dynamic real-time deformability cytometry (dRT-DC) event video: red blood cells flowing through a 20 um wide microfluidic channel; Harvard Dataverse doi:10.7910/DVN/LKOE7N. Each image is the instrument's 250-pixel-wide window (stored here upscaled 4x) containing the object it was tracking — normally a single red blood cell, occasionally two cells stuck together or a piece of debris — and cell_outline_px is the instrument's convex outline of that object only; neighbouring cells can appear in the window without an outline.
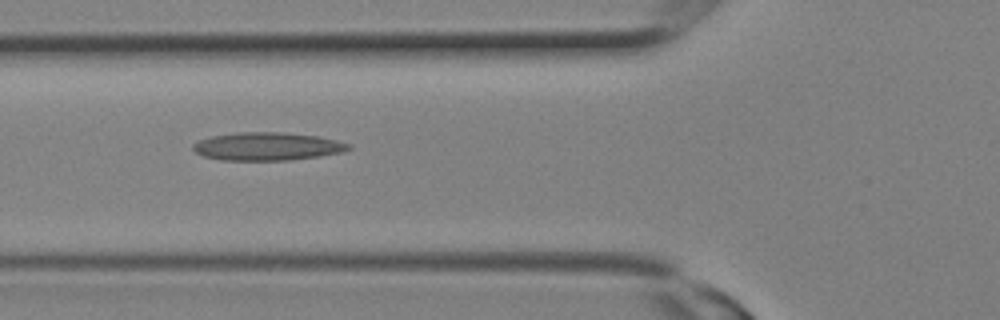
{"species": "Egyptian fruit bat (a non-hibernating species)", "species_latin": "Rousettus aegyptiacus", "temperature_condition": "room temperature", "stored_images_in_passage": 25, "camera_frame_rate_fps": 3000, "um_per_image_px": 0.085, "animal": {"sex": "female"}, "frame": {"image": 1, "passage_image": 9, "time_ms": 2.667, "image_size_px": [1000, 320], "cell_outline_px": [[352, 148], [344, 152], [320, 156], [292, 160], [220, 160], [204, 156], [196, 152], [192, 148], [192, 144], [200, 140], [212, 136], [236, 132], [284, 132], [320, 136], [352, 144]], "centroid_in_image_um": [22.77, 12.44], "position_along_channel_um": 103.0, "area_um2": 25.66}}
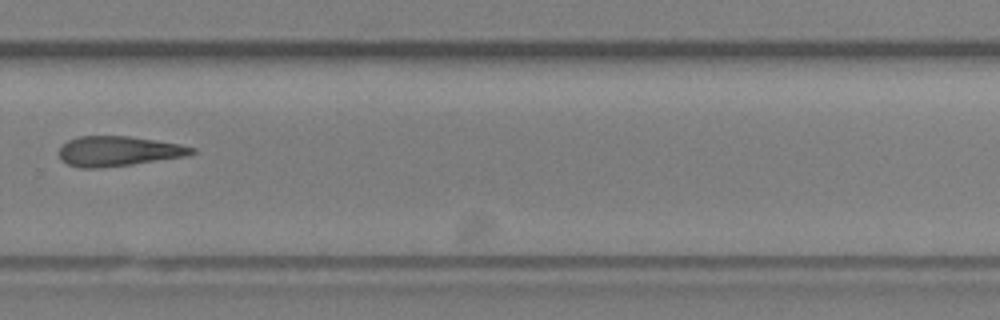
{"frame": {"image": 2, "passage_image": 17, "time_ms": 5.333, "image_size_px": [1000, 320], "cell_outline_px": [[196, 152], [188, 156], [132, 164], [96, 168], [80, 168], [68, 164], [60, 160], [60, 148], [68, 140], [80, 136], [128, 136], [156, 140], [180, 144], [196, 148]], "centroid_in_image_um": [10.09, 12.85], "position_along_channel_um": 319.7, "area_um2": 23.12}}
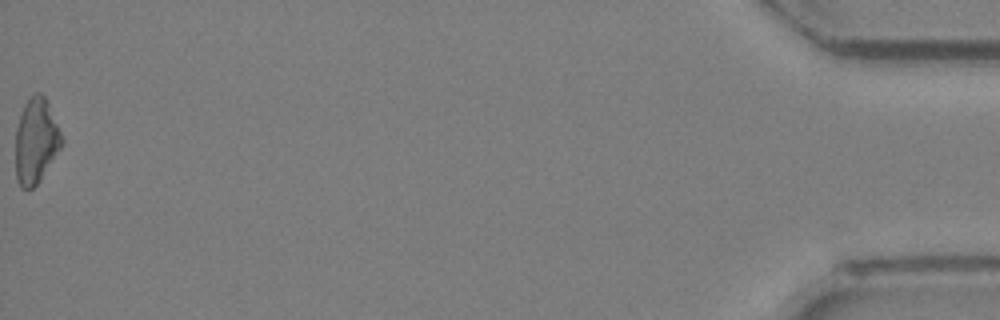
{"frame": {"image": 3, "passage_image": 25, "time_ms": 8.0, "image_size_px": [1000, 320], "cell_outline_px": [[64, 140], [60, 148], [40, 180], [32, 188], [20, 188], [16, 180], [16, 128], [24, 104], [36, 92], [40, 92], [44, 96], [48, 104]], "centroid_in_image_um": [3.04, 11.99], "position_along_channel_um": 432.2, "area_um2": 22.54}}